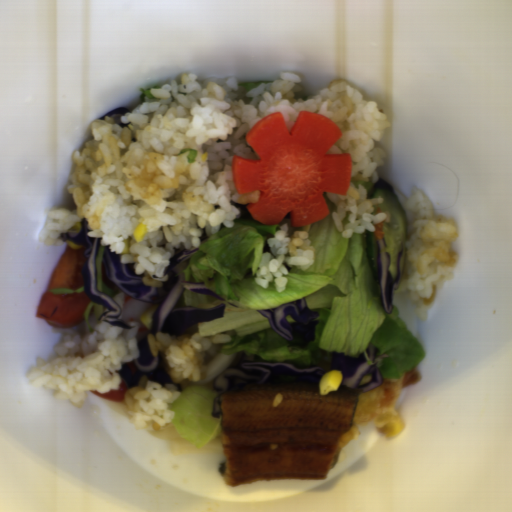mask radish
<instances>
[{
	"mask_svg": "<svg viewBox=\"0 0 512 512\" xmlns=\"http://www.w3.org/2000/svg\"><path fill=\"white\" fill-rule=\"evenodd\" d=\"M342 133L314 111L300 112L290 132L280 110L253 125L245 141L259 159L236 154L231 173L238 194L260 193L246 206L254 220L276 226L289 214L295 228L328 217L324 194L345 196L353 175L349 153H329Z\"/></svg>",
	"mask_w": 512,
	"mask_h": 512,
	"instance_id": "1f323893",
	"label": "radish"
}]
</instances>
